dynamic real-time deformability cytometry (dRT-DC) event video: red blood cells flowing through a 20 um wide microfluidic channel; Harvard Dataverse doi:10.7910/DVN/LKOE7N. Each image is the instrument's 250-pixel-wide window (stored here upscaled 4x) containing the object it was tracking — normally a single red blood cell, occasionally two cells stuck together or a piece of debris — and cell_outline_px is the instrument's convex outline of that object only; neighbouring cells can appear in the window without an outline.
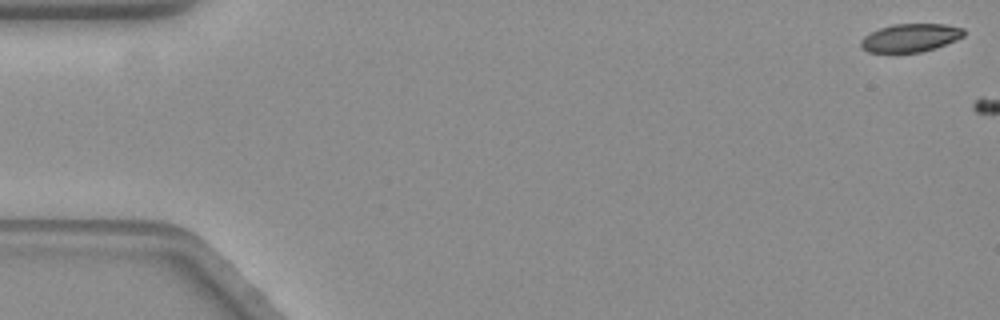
{"species": "common noctule bat (a hibernating species)", "species_latin": "Nyctalus noctula", "temperature_condition": "warm", "stored_images_in_passage": 2, "camera_frame_rate_fps": 3000, "um_per_image_px": 0.085, "animal": {"sex": "female", "body_mass_g": 19.3, "forearm_length_mm": 54.1}, "frame": {"image": 1, "passage_image": 1, "time_ms": 0.0, "image_size_px": [1000, 320], "cell_outline_px": [[964, 36], [956, 40], [936, 48], [920, 52], [868, 52], [860, 44], [860, 40], [864, 36], [880, 28], [892, 24], [944, 24], [964, 28]], "centroid_in_image_um": [77.4, 3.21], "position_along_channel_um": 7.6, "area_um2": 16.82}}